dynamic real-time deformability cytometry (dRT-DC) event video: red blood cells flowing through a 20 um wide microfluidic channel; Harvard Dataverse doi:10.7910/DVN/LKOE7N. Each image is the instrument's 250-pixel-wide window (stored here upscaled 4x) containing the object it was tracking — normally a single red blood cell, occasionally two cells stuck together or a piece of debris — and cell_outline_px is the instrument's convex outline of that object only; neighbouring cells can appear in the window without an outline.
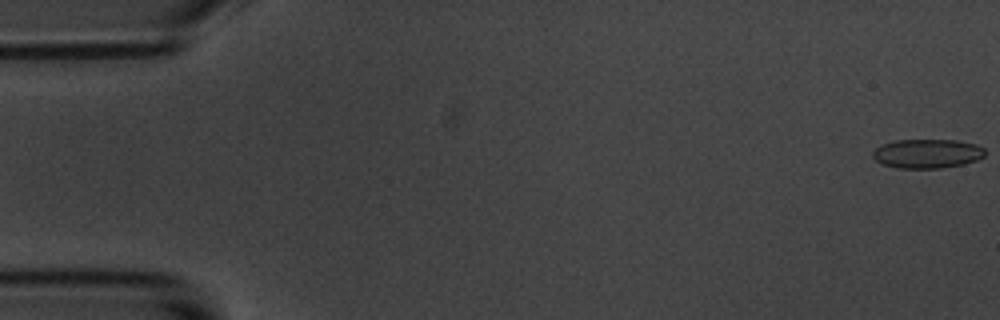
{"species": "common noctule bat (a hibernating species)", "species_latin": "Nyctalus noctula", "temperature_condition": "room temperature", "stored_images_in_passage": 6, "camera_frame_rate_fps": 3000, "um_per_image_px": 0.085, "animal": {"sex": "male", "body_mass_g": 20.1, "forearm_length_mm": 53.5}, "frame": {"image": 1, "passage_image": 1, "time_ms": 0.0, "image_size_px": [1000, 320], "cell_outline_px": [[984, 156], [976, 160], [964, 164], [940, 168], [896, 168], [884, 164], [876, 160], [872, 156], [872, 152], [880, 144], [896, 140], [956, 140], [976, 144], [984, 148]], "centroid_in_image_um": [78.8, 13.05], "position_along_channel_um": 6.2, "area_um2": 19.07}}
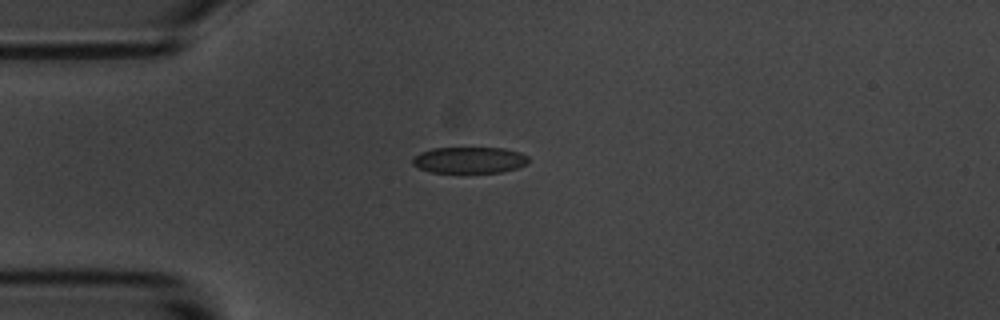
{"frame": {"image": 2, "passage_image": 5, "time_ms": 4.667, "image_size_px": [1000, 320], "cell_outline_px": [[528, 164], [516, 168], [500, 172], [432, 172], [420, 168], [412, 164], [412, 160], [420, 152], [432, 148], [504, 148], [520, 152], [528, 156]], "centroid_in_image_um": [39.92, 13.59], "position_along_channel_um": 45.1, "area_um2": 17.63}}
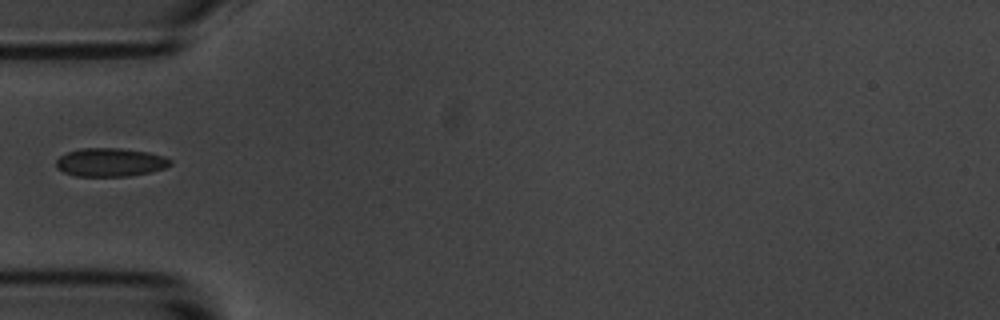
{"frame": {"image": 3, "passage_image": 6, "time_ms": 6.0, "image_size_px": [1000, 320], "cell_outline_px": [[172, 164], [164, 168], [148, 172], [128, 176], [76, 176], [64, 172], [56, 168], [56, 160], [60, 156], [68, 152], [80, 148], [120, 148], [148, 152], [164, 156], [172, 160]], "centroid_in_image_um": [9.37, 13.79], "position_along_channel_um": 75.6, "area_um2": 18.9}}